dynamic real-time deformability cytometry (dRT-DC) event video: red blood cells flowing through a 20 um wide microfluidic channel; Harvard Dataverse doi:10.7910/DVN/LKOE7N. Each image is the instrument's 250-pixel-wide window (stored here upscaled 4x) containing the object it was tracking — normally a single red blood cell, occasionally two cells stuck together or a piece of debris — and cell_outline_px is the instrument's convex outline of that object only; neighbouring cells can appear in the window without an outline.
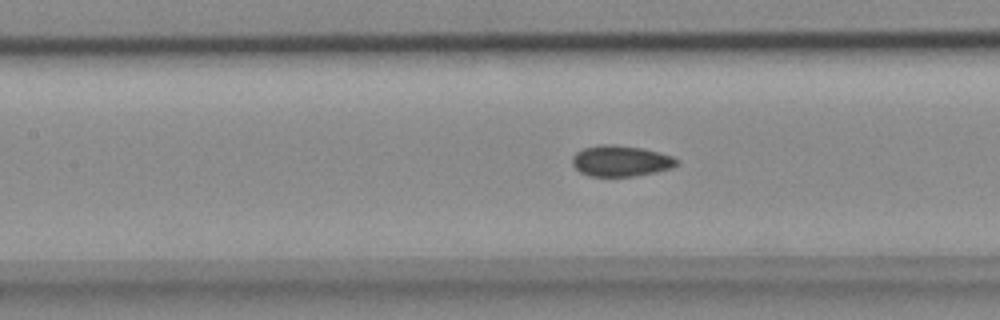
{"species": "common noctule bat (a hibernating species)", "species_latin": "Nyctalus noctula", "temperature_condition": "cold", "stored_images_in_passage": 35, "camera_frame_rate_fps": 3000, "um_per_image_px": 0.085, "animal": {"sex": "female", "body_mass_g": 18.4}, "frame": {"image": 1, "passage_image": 12, "time_ms": 3.667, "image_size_px": [1000, 320], "cell_outline_px": [[680, 164], [672, 168], [656, 172], [632, 176], [588, 176], [580, 172], [572, 164], [572, 156], [576, 152], [584, 148], [600, 144], [616, 144], [640, 148], [660, 152], [672, 156], [680, 160]], "centroid_in_image_um": [52.79, 13.67], "position_along_channel_um": 154.6, "area_um2": 19.02}}
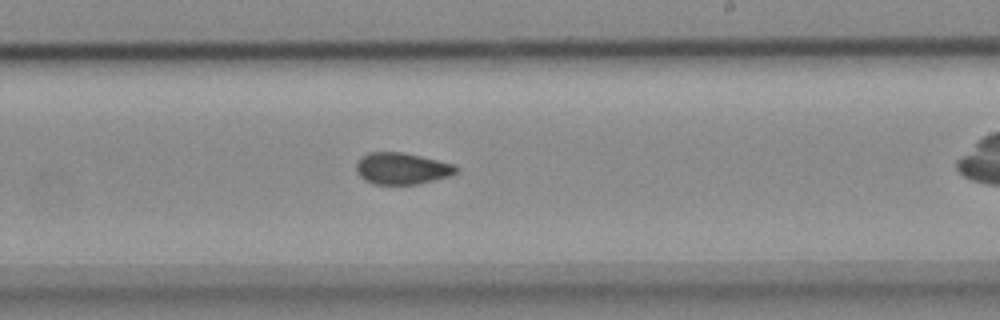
{"frame": {"image": 2, "passage_image": 20, "time_ms": 6.333, "image_size_px": [1000, 320], "cell_outline_px": [[460, 168], [456, 172], [448, 176], [416, 184], [372, 184], [364, 180], [356, 172], [356, 164], [360, 156], [368, 152], [404, 152], [456, 164]], "centroid_in_image_um": [34.14, 14.31], "position_along_channel_um": 254.9, "area_um2": 18.55}}
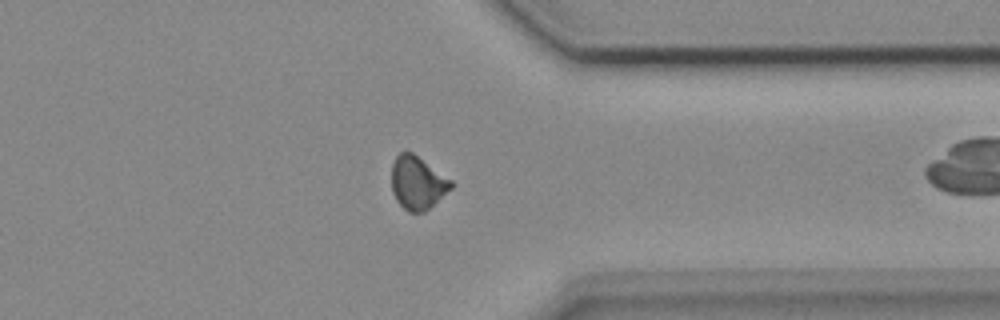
{"frame": {"image": 3, "passage_image": 30, "time_ms": 9.667, "image_size_px": [1000, 320], "cell_outline_px": [[456, 184], [452, 188], [424, 212], [408, 212], [396, 200], [392, 192], [392, 164], [396, 156], [404, 148], [412, 152], [452, 180]], "centroid_in_image_um": [35.48, 15.51], "position_along_channel_um": 375.9, "area_um2": 18.55}}